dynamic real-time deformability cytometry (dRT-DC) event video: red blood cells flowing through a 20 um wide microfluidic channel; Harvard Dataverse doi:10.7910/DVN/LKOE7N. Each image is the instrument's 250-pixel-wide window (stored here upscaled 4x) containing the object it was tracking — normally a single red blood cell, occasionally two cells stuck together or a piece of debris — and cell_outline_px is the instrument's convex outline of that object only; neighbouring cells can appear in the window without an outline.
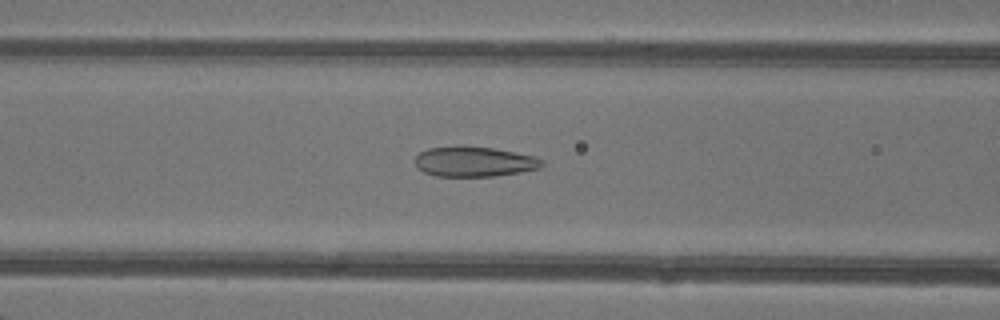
{"species": "common noctule bat (a hibernating species)", "species_latin": "Nyctalus noctula", "temperature_condition": "warm", "stored_images_in_passage": 39, "camera_frame_rate_fps": 3000, "um_per_image_px": 0.085, "animal": {"sex": "female"}, "frame": {"image": 1, "passage_image": 11, "time_ms": 3.333, "image_size_px": [1000, 320], "cell_outline_px": [[544, 164], [540, 168], [520, 172], [496, 176], [436, 176], [424, 172], [416, 168], [412, 160], [420, 152], [428, 148], [456, 144], [464, 144], [492, 148], [536, 156], [544, 160]], "centroid_in_image_um": [40.26, 13.71], "position_along_channel_um": 126.3, "area_um2": 22.95}}
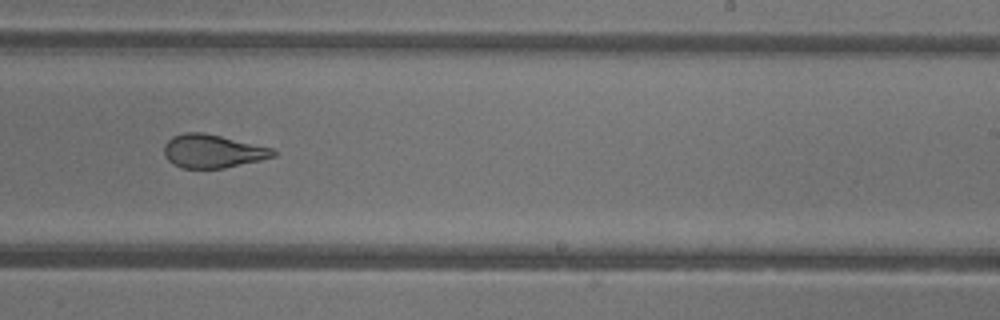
{"frame": {"image": 2, "passage_image": 21, "time_ms": 6.667, "image_size_px": [1000, 320], "cell_outline_px": [[276, 156], [260, 160], [224, 168], [180, 168], [172, 164], [164, 156], [164, 144], [172, 136], [184, 132], [204, 132], [272, 148], [276, 152]], "centroid_in_image_um": [18.03, 12.85], "position_along_channel_um": 271.0, "area_um2": 21.27}}
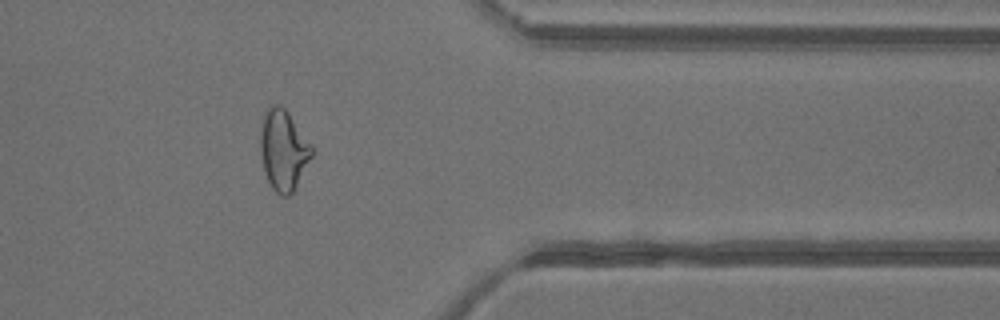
{"frame": {"image": 3, "passage_image": 30, "time_ms": 9.667, "image_size_px": [1000, 320], "cell_outline_px": [[316, 148], [312, 156], [292, 192], [288, 196], [280, 196], [272, 188], [264, 172], [260, 148], [260, 128], [264, 112], [272, 104], [280, 104], [288, 112]], "centroid_in_image_um": [24.1, 12.72], "position_along_channel_um": 387.3, "area_um2": 24.33}, "authors_computed_cell_mechanics": {"area_um2": 24.3338, "velocity_mm_per_s": 4.3411, "shape_relaxation_time_tau1_ms": 7.7953, "shape_relaxation_time_tau2_ms": 0.9926, "deformation_change_tau1": 0.2397, "deformation_change_tau2": 0.0946}}